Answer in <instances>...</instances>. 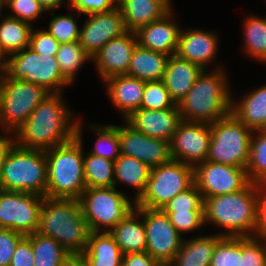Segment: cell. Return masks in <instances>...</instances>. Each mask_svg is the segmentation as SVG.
Wrapping results in <instances>:
<instances>
[{
	"instance_id": "obj_1",
	"label": "cell",
	"mask_w": 266,
	"mask_h": 266,
	"mask_svg": "<svg viewBox=\"0 0 266 266\" xmlns=\"http://www.w3.org/2000/svg\"><path fill=\"white\" fill-rule=\"evenodd\" d=\"M62 101L60 93H50L15 131L17 146L25 149L47 150L76 137L77 122ZM72 121V122H71Z\"/></svg>"
},
{
	"instance_id": "obj_2",
	"label": "cell",
	"mask_w": 266,
	"mask_h": 266,
	"mask_svg": "<svg viewBox=\"0 0 266 266\" xmlns=\"http://www.w3.org/2000/svg\"><path fill=\"white\" fill-rule=\"evenodd\" d=\"M258 202L259 185L252 182L241 191L206 197L203 205L204 223L212 222L225 228L227 232L222 233V236L254 237Z\"/></svg>"
},
{
	"instance_id": "obj_3",
	"label": "cell",
	"mask_w": 266,
	"mask_h": 266,
	"mask_svg": "<svg viewBox=\"0 0 266 266\" xmlns=\"http://www.w3.org/2000/svg\"><path fill=\"white\" fill-rule=\"evenodd\" d=\"M37 232L55 239L69 253H83L90 230L79 199L44 197Z\"/></svg>"
},
{
	"instance_id": "obj_4",
	"label": "cell",
	"mask_w": 266,
	"mask_h": 266,
	"mask_svg": "<svg viewBox=\"0 0 266 266\" xmlns=\"http://www.w3.org/2000/svg\"><path fill=\"white\" fill-rule=\"evenodd\" d=\"M81 130V122L77 120L75 138L45 150L48 174L46 197L79 199L86 189Z\"/></svg>"
},
{
	"instance_id": "obj_5",
	"label": "cell",
	"mask_w": 266,
	"mask_h": 266,
	"mask_svg": "<svg viewBox=\"0 0 266 266\" xmlns=\"http://www.w3.org/2000/svg\"><path fill=\"white\" fill-rule=\"evenodd\" d=\"M222 69L207 74L204 70L188 94L179 101L177 105L183 121L213 124L231 113L233 98Z\"/></svg>"
},
{
	"instance_id": "obj_6",
	"label": "cell",
	"mask_w": 266,
	"mask_h": 266,
	"mask_svg": "<svg viewBox=\"0 0 266 266\" xmlns=\"http://www.w3.org/2000/svg\"><path fill=\"white\" fill-rule=\"evenodd\" d=\"M47 184L45 150L25 149L14 144L3 163L0 190L29 192L46 197Z\"/></svg>"
},
{
	"instance_id": "obj_7",
	"label": "cell",
	"mask_w": 266,
	"mask_h": 266,
	"mask_svg": "<svg viewBox=\"0 0 266 266\" xmlns=\"http://www.w3.org/2000/svg\"><path fill=\"white\" fill-rule=\"evenodd\" d=\"M253 130L232 113L211 124L207 161L246 168Z\"/></svg>"
},
{
	"instance_id": "obj_8",
	"label": "cell",
	"mask_w": 266,
	"mask_h": 266,
	"mask_svg": "<svg viewBox=\"0 0 266 266\" xmlns=\"http://www.w3.org/2000/svg\"><path fill=\"white\" fill-rule=\"evenodd\" d=\"M50 94L45 88L0 73V127L15 132Z\"/></svg>"
},
{
	"instance_id": "obj_9",
	"label": "cell",
	"mask_w": 266,
	"mask_h": 266,
	"mask_svg": "<svg viewBox=\"0 0 266 266\" xmlns=\"http://www.w3.org/2000/svg\"><path fill=\"white\" fill-rule=\"evenodd\" d=\"M79 201L90 232H109L135 207L115 186L86 188Z\"/></svg>"
},
{
	"instance_id": "obj_10",
	"label": "cell",
	"mask_w": 266,
	"mask_h": 266,
	"mask_svg": "<svg viewBox=\"0 0 266 266\" xmlns=\"http://www.w3.org/2000/svg\"><path fill=\"white\" fill-rule=\"evenodd\" d=\"M194 183V167L180 161L151 168L146 189L135 203V207L162 209L178 193Z\"/></svg>"
},
{
	"instance_id": "obj_11",
	"label": "cell",
	"mask_w": 266,
	"mask_h": 266,
	"mask_svg": "<svg viewBox=\"0 0 266 266\" xmlns=\"http://www.w3.org/2000/svg\"><path fill=\"white\" fill-rule=\"evenodd\" d=\"M4 74L42 86L50 93H61V86L71 84L61 73L56 56L41 55L29 47L9 55Z\"/></svg>"
},
{
	"instance_id": "obj_12",
	"label": "cell",
	"mask_w": 266,
	"mask_h": 266,
	"mask_svg": "<svg viewBox=\"0 0 266 266\" xmlns=\"http://www.w3.org/2000/svg\"><path fill=\"white\" fill-rule=\"evenodd\" d=\"M43 199L34 193L0 190V228L24 236L37 232Z\"/></svg>"
},
{
	"instance_id": "obj_13",
	"label": "cell",
	"mask_w": 266,
	"mask_h": 266,
	"mask_svg": "<svg viewBox=\"0 0 266 266\" xmlns=\"http://www.w3.org/2000/svg\"><path fill=\"white\" fill-rule=\"evenodd\" d=\"M147 238L146 252L167 266L180 250L183 239L162 209L139 207Z\"/></svg>"
},
{
	"instance_id": "obj_14",
	"label": "cell",
	"mask_w": 266,
	"mask_h": 266,
	"mask_svg": "<svg viewBox=\"0 0 266 266\" xmlns=\"http://www.w3.org/2000/svg\"><path fill=\"white\" fill-rule=\"evenodd\" d=\"M194 183L204 200L241 191L251 182L245 168L206 160L194 167Z\"/></svg>"
},
{
	"instance_id": "obj_15",
	"label": "cell",
	"mask_w": 266,
	"mask_h": 266,
	"mask_svg": "<svg viewBox=\"0 0 266 266\" xmlns=\"http://www.w3.org/2000/svg\"><path fill=\"white\" fill-rule=\"evenodd\" d=\"M169 143L172 160L195 167L207 159L211 124L182 120Z\"/></svg>"
},
{
	"instance_id": "obj_16",
	"label": "cell",
	"mask_w": 266,
	"mask_h": 266,
	"mask_svg": "<svg viewBox=\"0 0 266 266\" xmlns=\"http://www.w3.org/2000/svg\"><path fill=\"white\" fill-rule=\"evenodd\" d=\"M87 16L89 19L80 29L79 43L91 58L111 39L127 32L118 6L108 12L93 13Z\"/></svg>"
},
{
	"instance_id": "obj_17",
	"label": "cell",
	"mask_w": 266,
	"mask_h": 266,
	"mask_svg": "<svg viewBox=\"0 0 266 266\" xmlns=\"http://www.w3.org/2000/svg\"><path fill=\"white\" fill-rule=\"evenodd\" d=\"M119 139L122 155L132 156L150 168L172 160L168 141L148 137L128 123L126 126H119Z\"/></svg>"
},
{
	"instance_id": "obj_18",
	"label": "cell",
	"mask_w": 266,
	"mask_h": 266,
	"mask_svg": "<svg viewBox=\"0 0 266 266\" xmlns=\"http://www.w3.org/2000/svg\"><path fill=\"white\" fill-rule=\"evenodd\" d=\"M137 44L136 33L127 31L122 36L111 39L100 49L92 60L103 81L112 76L127 74Z\"/></svg>"
},
{
	"instance_id": "obj_19",
	"label": "cell",
	"mask_w": 266,
	"mask_h": 266,
	"mask_svg": "<svg viewBox=\"0 0 266 266\" xmlns=\"http://www.w3.org/2000/svg\"><path fill=\"white\" fill-rule=\"evenodd\" d=\"M125 120L135 130L146 136L168 142L182 121L178 105L164 110L140 108Z\"/></svg>"
},
{
	"instance_id": "obj_20",
	"label": "cell",
	"mask_w": 266,
	"mask_h": 266,
	"mask_svg": "<svg viewBox=\"0 0 266 266\" xmlns=\"http://www.w3.org/2000/svg\"><path fill=\"white\" fill-rule=\"evenodd\" d=\"M172 11L171 9L161 19L142 26L135 32L141 47L167 56L176 53L181 29L170 20Z\"/></svg>"
},
{
	"instance_id": "obj_21",
	"label": "cell",
	"mask_w": 266,
	"mask_h": 266,
	"mask_svg": "<svg viewBox=\"0 0 266 266\" xmlns=\"http://www.w3.org/2000/svg\"><path fill=\"white\" fill-rule=\"evenodd\" d=\"M217 37L214 33L190 29L180 32L176 55L184 60L198 64L204 70L216 55Z\"/></svg>"
},
{
	"instance_id": "obj_22",
	"label": "cell",
	"mask_w": 266,
	"mask_h": 266,
	"mask_svg": "<svg viewBox=\"0 0 266 266\" xmlns=\"http://www.w3.org/2000/svg\"><path fill=\"white\" fill-rule=\"evenodd\" d=\"M117 6L127 31L132 32L161 19L172 9L170 0H117Z\"/></svg>"
},
{
	"instance_id": "obj_23",
	"label": "cell",
	"mask_w": 266,
	"mask_h": 266,
	"mask_svg": "<svg viewBox=\"0 0 266 266\" xmlns=\"http://www.w3.org/2000/svg\"><path fill=\"white\" fill-rule=\"evenodd\" d=\"M203 71L198 64L184 60L176 54L169 57L162 80L176 104L188 94Z\"/></svg>"
},
{
	"instance_id": "obj_24",
	"label": "cell",
	"mask_w": 266,
	"mask_h": 266,
	"mask_svg": "<svg viewBox=\"0 0 266 266\" xmlns=\"http://www.w3.org/2000/svg\"><path fill=\"white\" fill-rule=\"evenodd\" d=\"M104 81L109 98L124 113V119L140 109L145 81L126 74L112 76Z\"/></svg>"
},
{
	"instance_id": "obj_25",
	"label": "cell",
	"mask_w": 266,
	"mask_h": 266,
	"mask_svg": "<svg viewBox=\"0 0 266 266\" xmlns=\"http://www.w3.org/2000/svg\"><path fill=\"white\" fill-rule=\"evenodd\" d=\"M139 207H134L109 233L123 254L146 251L147 238L143 219L138 221Z\"/></svg>"
},
{
	"instance_id": "obj_26",
	"label": "cell",
	"mask_w": 266,
	"mask_h": 266,
	"mask_svg": "<svg viewBox=\"0 0 266 266\" xmlns=\"http://www.w3.org/2000/svg\"><path fill=\"white\" fill-rule=\"evenodd\" d=\"M88 266H122L123 253L109 232H90L83 252Z\"/></svg>"
},
{
	"instance_id": "obj_27",
	"label": "cell",
	"mask_w": 266,
	"mask_h": 266,
	"mask_svg": "<svg viewBox=\"0 0 266 266\" xmlns=\"http://www.w3.org/2000/svg\"><path fill=\"white\" fill-rule=\"evenodd\" d=\"M170 56L141 47H135L126 75L142 81L162 80Z\"/></svg>"
},
{
	"instance_id": "obj_28",
	"label": "cell",
	"mask_w": 266,
	"mask_h": 266,
	"mask_svg": "<svg viewBox=\"0 0 266 266\" xmlns=\"http://www.w3.org/2000/svg\"><path fill=\"white\" fill-rule=\"evenodd\" d=\"M222 234L183 240L180 250L167 266H209Z\"/></svg>"
},
{
	"instance_id": "obj_29",
	"label": "cell",
	"mask_w": 266,
	"mask_h": 266,
	"mask_svg": "<svg viewBox=\"0 0 266 266\" xmlns=\"http://www.w3.org/2000/svg\"><path fill=\"white\" fill-rule=\"evenodd\" d=\"M231 113L253 131L266 129V85L250 92L238 104L232 100Z\"/></svg>"
},
{
	"instance_id": "obj_30",
	"label": "cell",
	"mask_w": 266,
	"mask_h": 266,
	"mask_svg": "<svg viewBox=\"0 0 266 266\" xmlns=\"http://www.w3.org/2000/svg\"><path fill=\"white\" fill-rule=\"evenodd\" d=\"M151 168L136 158L128 155H120L114 161V181L120 184L124 182L132 186L138 192L135 201L144 193L149 180Z\"/></svg>"
},
{
	"instance_id": "obj_31",
	"label": "cell",
	"mask_w": 266,
	"mask_h": 266,
	"mask_svg": "<svg viewBox=\"0 0 266 266\" xmlns=\"http://www.w3.org/2000/svg\"><path fill=\"white\" fill-rule=\"evenodd\" d=\"M31 23L6 16L0 22V43L8 55L29 47Z\"/></svg>"
},
{
	"instance_id": "obj_32",
	"label": "cell",
	"mask_w": 266,
	"mask_h": 266,
	"mask_svg": "<svg viewBox=\"0 0 266 266\" xmlns=\"http://www.w3.org/2000/svg\"><path fill=\"white\" fill-rule=\"evenodd\" d=\"M31 240L34 266H59L69 253L50 236L35 232L27 236Z\"/></svg>"
},
{
	"instance_id": "obj_33",
	"label": "cell",
	"mask_w": 266,
	"mask_h": 266,
	"mask_svg": "<svg viewBox=\"0 0 266 266\" xmlns=\"http://www.w3.org/2000/svg\"><path fill=\"white\" fill-rule=\"evenodd\" d=\"M86 188L114 187V161L89 153L84 157Z\"/></svg>"
},
{
	"instance_id": "obj_34",
	"label": "cell",
	"mask_w": 266,
	"mask_h": 266,
	"mask_svg": "<svg viewBox=\"0 0 266 266\" xmlns=\"http://www.w3.org/2000/svg\"><path fill=\"white\" fill-rule=\"evenodd\" d=\"M258 132L254 138L253 134ZM250 142V155L246 171L250 182L266 186V129L254 130Z\"/></svg>"
},
{
	"instance_id": "obj_35",
	"label": "cell",
	"mask_w": 266,
	"mask_h": 266,
	"mask_svg": "<svg viewBox=\"0 0 266 266\" xmlns=\"http://www.w3.org/2000/svg\"><path fill=\"white\" fill-rule=\"evenodd\" d=\"M62 75L72 83L75 78V72L85 63L92 59L80 45L79 41L61 43L56 54Z\"/></svg>"
},
{
	"instance_id": "obj_36",
	"label": "cell",
	"mask_w": 266,
	"mask_h": 266,
	"mask_svg": "<svg viewBox=\"0 0 266 266\" xmlns=\"http://www.w3.org/2000/svg\"><path fill=\"white\" fill-rule=\"evenodd\" d=\"M244 26L247 53L252 58L266 62V18L248 17Z\"/></svg>"
},
{
	"instance_id": "obj_37",
	"label": "cell",
	"mask_w": 266,
	"mask_h": 266,
	"mask_svg": "<svg viewBox=\"0 0 266 266\" xmlns=\"http://www.w3.org/2000/svg\"><path fill=\"white\" fill-rule=\"evenodd\" d=\"M90 128L98 133L95 148L91 154L115 161L121 155L119 126H95L93 124Z\"/></svg>"
},
{
	"instance_id": "obj_38",
	"label": "cell",
	"mask_w": 266,
	"mask_h": 266,
	"mask_svg": "<svg viewBox=\"0 0 266 266\" xmlns=\"http://www.w3.org/2000/svg\"><path fill=\"white\" fill-rule=\"evenodd\" d=\"M176 105L163 80L145 82L140 108L164 110L174 108Z\"/></svg>"
},
{
	"instance_id": "obj_39",
	"label": "cell",
	"mask_w": 266,
	"mask_h": 266,
	"mask_svg": "<svg viewBox=\"0 0 266 266\" xmlns=\"http://www.w3.org/2000/svg\"><path fill=\"white\" fill-rule=\"evenodd\" d=\"M240 237L223 236L213 251L209 266H239Z\"/></svg>"
},
{
	"instance_id": "obj_40",
	"label": "cell",
	"mask_w": 266,
	"mask_h": 266,
	"mask_svg": "<svg viewBox=\"0 0 266 266\" xmlns=\"http://www.w3.org/2000/svg\"><path fill=\"white\" fill-rule=\"evenodd\" d=\"M239 266H266V240L240 237Z\"/></svg>"
},
{
	"instance_id": "obj_41",
	"label": "cell",
	"mask_w": 266,
	"mask_h": 266,
	"mask_svg": "<svg viewBox=\"0 0 266 266\" xmlns=\"http://www.w3.org/2000/svg\"><path fill=\"white\" fill-rule=\"evenodd\" d=\"M201 192L193 183L188 189L178 193L163 208V211H204Z\"/></svg>"
},
{
	"instance_id": "obj_42",
	"label": "cell",
	"mask_w": 266,
	"mask_h": 266,
	"mask_svg": "<svg viewBox=\"0 0 266 266\" xmlns=\"http://www.w3.org/2000/svg\"><path fill=\"white\" fill-rule=\"evenodd\" d=\"M72 16L58 15L49 23L48 32L61 44L79 41L80 28Z\"/></svg>"
},
{
	"instance_id": "obj_43",
	"label": "cell",
	"mask_w": 266,
	"mask_h": 266,
	"mask_svg": "<svg viewBox=\"0 0 266 266\" xmlns=\"http://www.w3.org/2000/svg\"><path fill=\"white\" fill-rule=\"evenodd\" d=\"M176 230L182 235L183 232H191L201 228L204 223V211H164Z\"/></svg>"
},
{
	"instance_id": "obj_44",
	"label": "cell",
	"mask_w": 266,
	"mask_h": 266,
	"mask_svg": "<svg viewBox=\"0 0 266 266\" xmlns=\"http://www.w3.org/2000/svg\"><path fill=\"white\" fill-rule=\"evenodd\" d=\"M5 6L14 12L9 16L28 23L46 12L37 0H6Z\"/></svg>"
},
{
	"instance_id": "obj_45",
	"label": "cell",
	"mask_w": 266,
	"mask_h": 266,
	"mask_svg": "<svg viewBox=\"0 0 266 266\" xmlns=\"http://www.w3.org/2000/svg\"><path fill=\"white\" fill-rule=\"evenodd\" d=\"M32 29L29 48L41 55L56 56L60 43L47 31Z\"/></svg>"
},
{
	"instance_id": "obj_46",
	"label": "cell",
	"mask_w": 266,
	"mask_h": 266,
	"mask_svg": "<svg viewBox=\"0 0 266 266\" xmlns=\"http://www.w3.org/2000/svg\"><path fill=\"white\" fill-rule=\"evenodd\" d=\"M24 237L11 229L0 228V266H9L16 246Z\"/></svg>"
},
{
	"instance_id": "obj_47",
	"label": "cell",
	"mask_w": 266,
	"mask_h": 266,
	"mask_svg": "<svg viewBox=\"0 0 266 266\" xmlns=\"http://www.w3.org/2000/svg\"><path fill=\"white\" fill-rule=\"evenodd\" d=\"M115 3V4H114ZM117 0H72L70 9L82 14H93L111 11L117 6Z\"/></svg>"
},
{
	"instance_id": "obj_48",
	"label": "cell",
	"mask_w": 266,
	"mask_h": 266,
	"mask_svg": "<svg viewBox=\"0 0 266 266\" xmlns=\"http://www.w3.org/2000/svg\"><path fill=\"white\" fill-rule=\"evenodd\" d=\"M9 266H34L32 244L27 236L19 241Z\"/></svg>"
},
{
	"instance_id": "obj_49",
	"label": "cell",
	"mask_w": 266,
	"mask_h": 266,
	"mask_svg": "<svg viewBox=\"0 0 266 266\" xmlns=\"http://www.w3.org/2000/svg\"><path fill=\"white\" fill-rule=\"evenodd\" d=\"M254 237L266 240V186L259 185L258 222Z\"/></svg>"
},
{
	"instance_id": "obj_50",
	"label": "cell",
	"mask_w": 266,
	"mask_h": 266,
	"mask_svg": "<svg viewBox=\"0 0 266 266\" xmlns=\"http://www.w3.org/2000/svg\"><path fill=\"white\" fill-rule=\"evenodd\" d=\"M122 266H163L159 261L154 259L149 253L135 252L125 253L123 255Z\"/></svg>"
},
{
	"instance_id": "obj_51",
	"label": "cell",
	"mask_w": 266,
	"mask_h": 266,
	"mask_svg": "<svg viewBox=\"0 0 266 266\" xmlns=\"http://www.w3.org/2000/svg\"><path fill=\"white\" fill-rule=\"evenodd\" d=\"M59 266H88L83 253H68Z\"/></svg>"
},
{
	"instance_id": "obj_52",
	"label": "cell",
	"mask_w": 266,
	"mask_h": 266,
	"mask_svg": "<svg viewBox=\"0 0 266 266\" xmlns=\"http://www.w3.org/2000/svg\"><path fill=\"white\" fill-rule=\"evenodd\" d=\"M15 144L14 139L11 136H0V179L1 172L5 157L7 156L10 148Z\"/></svg>"
},
{
	"instance_id": "obj_53",
	"label": "cell",
	"mask_w": 266,
	"mask_h": 266,
	"mask_svg": "<svg viewBox=\"0 0 266 266\" xmlns=\"http://www.w3.org/2000/svg\"><path fill=\"white\" fill-rule=\"evenodd\" d=\"M45 11H50L56 9L60 6L64 0H37ZM72 0H68V6L71 5Z\"/></svg>"
},
{
	"instance_id": "obj_54",
	"label": "cell",
	"mask_w": 266,
	"mask_h": 266,
	"mask_svg": "<svg viewBox=\"0 0 266 266\" xmlns=\"http://www.w3.org/2000/svg\"><path fill=\"white\" fill-rule=\"evenodd\" d=\"M8 59H9V56H7V52L5 51L2 44L0 43V72L1 74L4 73L7 67Z\"/></svg>"
},
{
	"instance_id": "obj_55",
	"label": "cell",
	"mask_w": 266,
	"mask_h": 266,
	"mask_svg": "<svg viewBox=\"0 0 266 266\" xmlns=\"http://www.w3.org/2000/svg\"><path fill=\"white\" fill-rule=\"evenodd\" d=\"M3 5H6V0H0V17H1V10L3 8Z\"/></svg>"
}]
</instances>
